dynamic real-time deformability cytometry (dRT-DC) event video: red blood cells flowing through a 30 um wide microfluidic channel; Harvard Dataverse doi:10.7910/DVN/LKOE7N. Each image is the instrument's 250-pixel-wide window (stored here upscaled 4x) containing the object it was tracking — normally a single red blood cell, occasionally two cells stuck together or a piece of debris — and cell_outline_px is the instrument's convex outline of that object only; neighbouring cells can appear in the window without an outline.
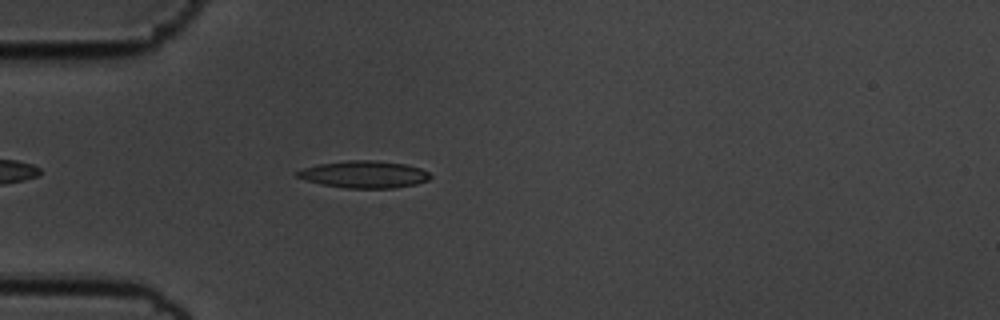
{"species": "common noctule bat (a hibernating species)", "species_latin": "Nyctalus noctula", "temperature_condition": "cold", "stored_images_in_passage": 45, "camera_frame_rate_fps": 3000, "um_per_image_px": 0.085, "animal": {"sex": "male", "body_mass_g": 19.5, "forearm_length_mm": 54.6}, "frame": {"image": 1, "passage_image": 5, "time_ms": 1.333, "image_size_px": [1000, 320], "cell_outline_px": [[432, 176], [428, 180], [416, 184], [392, 188], [344, 188], [320, 184], [296, 176], [292, 172], [304, 168], [320, 164], [348, 160], [372, 160], [404, 164], [420, 168], [428, 172]], "centroid_in_image_um": [30.94, 14.82], "position_along_channel_um": 54.1, "area_um2": 20.92}}
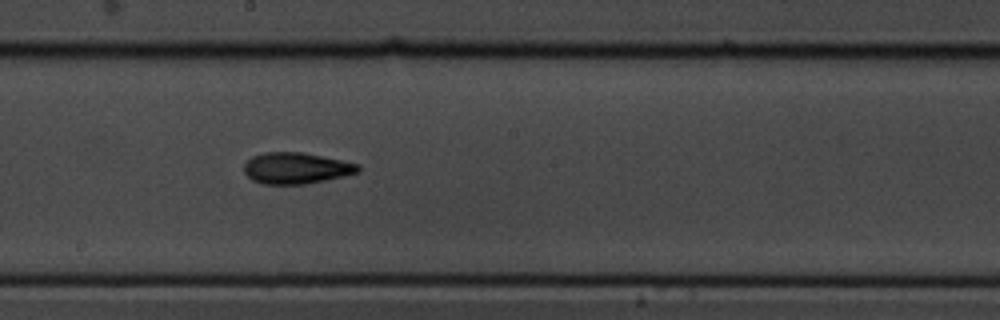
{"frame": {"image": 2, "passage_image": 20, "time_ms": 6.333, "image_size_px": [1000, 320], "cell_outline_px": [[360, 172], [344, 176], [304, 184], [264, 184], [252, 180], [244, 172], [244, 164], [252, 156], [264, 152], [304, 152], [360, 164]], "centroid_in_image_um": [25.18, 14.28], "position_along_channel_um": 223.0, "area_um2": 20.81}}
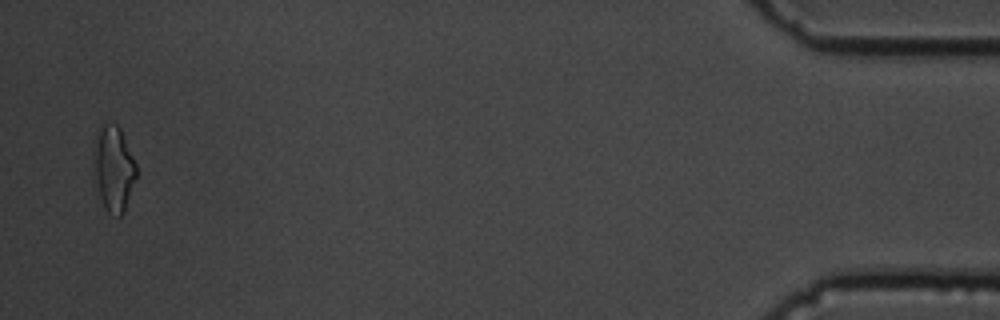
{"frame": {"image": 3, "passage_image": 44, "time_ms": 14.333, "image_size_px": [1000, 320], "cell_outline_px": [[136, 180], [124, 212], [120, 216], [108, 212], [104, 208], [92, 176], [92, 164], [96, 128], [100, 124], [116, 124], [120, 128], [136, 164]], "centroid_in_image_um": [9.61, 14.31], "position_along_channel_um": 425.6, "area_um2": 21.73}, "authors_computed_cell_mechanics": {"area_um2": 20.1722, "velocity_mm_per_s": 3.5585, "shape_relaxation_time_tau1_ms": 5.3864, "shape_relaxation_time_tau2_ms": 3.8151, "deformation_change_tau1": 0.1512, "deformation_change_tau2": 0.1172}}